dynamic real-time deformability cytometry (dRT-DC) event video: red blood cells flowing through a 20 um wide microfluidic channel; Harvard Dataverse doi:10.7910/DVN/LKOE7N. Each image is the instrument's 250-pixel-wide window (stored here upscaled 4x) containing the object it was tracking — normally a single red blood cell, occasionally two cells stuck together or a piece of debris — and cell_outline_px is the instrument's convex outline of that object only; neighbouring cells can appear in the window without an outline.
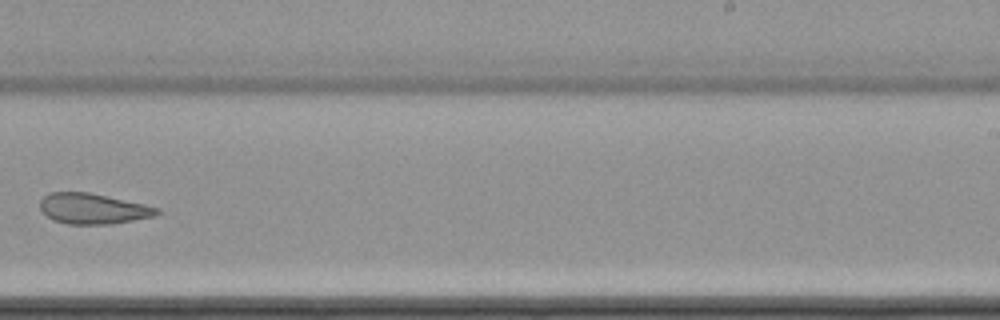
{"species": "common noctule bat (a hibernating species)", "species_latin": "Nyctalus noctula", "temperature_condition": "cold", "stored_images_in_passage": 10, "camera_frame_rate_fps": 3000, "um_per_image_px": 0.085, "animal": {"sex": "female", "body_mass_g": 22.7, "forearm_length_mm": 54.2}, "frame": {"image": 1, "passage_image": 10, "time_ms": 11.333, "image_size_px": [1000, 320], "cell_outline_px": [[160, 212], [156, 216], [112, 224], [68, 224], [52, 220], [40, 212], [40, 200], [48, 192], [88, 192], [144, 204], [160, 208]], "centroid_in_image_um": [7.87, 17.74], "position_along_channel_um": 281.1, "area_um2": 20.98}}